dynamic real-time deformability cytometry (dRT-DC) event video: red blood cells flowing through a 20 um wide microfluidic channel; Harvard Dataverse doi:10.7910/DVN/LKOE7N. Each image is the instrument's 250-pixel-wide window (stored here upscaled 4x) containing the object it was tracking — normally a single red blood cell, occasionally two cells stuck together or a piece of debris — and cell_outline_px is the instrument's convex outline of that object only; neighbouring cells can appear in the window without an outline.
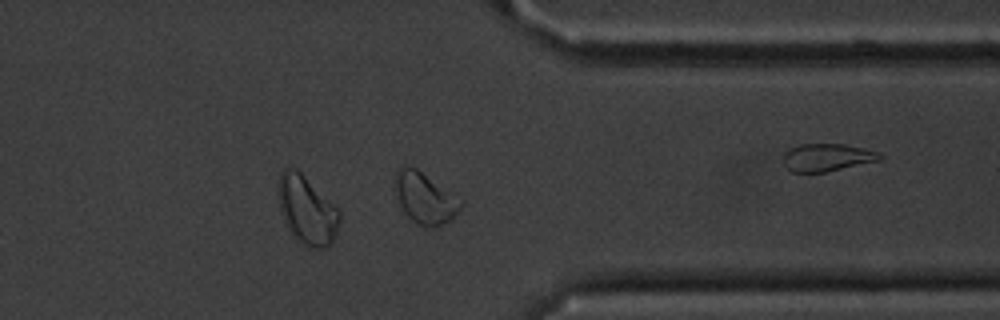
{"species": "common noctule bat (a hibernating species)", "species_latin": "Nyctalus noctula", "temperature_condition": "cold", "stored_images_in_passage": 32, "camera_frame_rate_fps": 3000, "um_per_image_px": 0.085, "animal": {"sex": "male", "body_mass_g": 20.1, "forearm_length_mm": 53.5}, "frame": {"image": 1, "passage_image": 28, "time_ms": 9.0, "image_size_px": [1000, 320], "cell_outline_px": [[340, 220], [336, 232], [332, 240], [324, 248], [308, 248], [300, 244], [296, 240], [288, 228], [284, 220], [280, 208], [276, 192], [276, 184], [280, 172], [284, 168], [296, 168], [340, 212]], "centroid_in_image_um": [26.02, 17.85], "position_along_channel_um": 385.4, "area_um2": 24.28}, "authors_computed_cell_mechanics": {"area_um2": 16.2996, "velocity_mm_per_s": 3.5494, "shape_relaxation_time_tau1_ms": 4.0472, "shape_relaxation_time_tau2_ms": 2.4168, "deformation_change_tau1": 0.0975, "deformation_change_tau2": 0.0415}}